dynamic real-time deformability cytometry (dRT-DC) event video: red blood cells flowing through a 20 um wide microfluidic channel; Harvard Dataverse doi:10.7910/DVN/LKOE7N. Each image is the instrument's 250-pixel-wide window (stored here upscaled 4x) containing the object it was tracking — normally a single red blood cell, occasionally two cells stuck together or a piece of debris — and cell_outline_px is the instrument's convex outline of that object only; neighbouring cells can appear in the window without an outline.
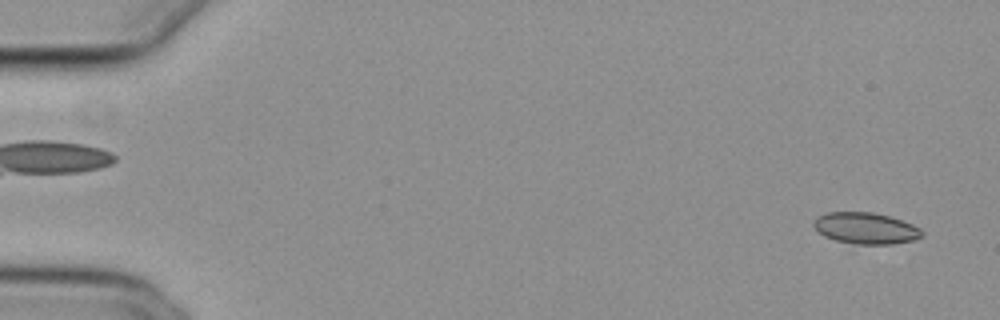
{"species": "common noctule bat (a hibernating species)", "species_latin": "Nyctalus noctula", "temperature_condition": "cold", "stored_images_in_passage": 54, "camera_frame_rate_fps": 3000, "um_per_image_px": 0.085, "animal": {"sex": "female", "body_mass_g": 29.2, "forearm_length_mm": 56.3}, "frame": {"image": 1, "passage_image": 3, "time_ms": 0.667, "image_size_px": [1000, 320], "cell_outline_px": [[924, 236], [912, 240], [892, 244], [856, 244], [836, 240], [824, 236], [812, 224], [816, 216], [828, 212], [872, 212], [888, 216], [912, 224], [920, 228], [924, 232]], "centroid_in_image_um": [73.59, 19.39], "position_along_channel_um": 11.4, "area_um2": 19.71}}
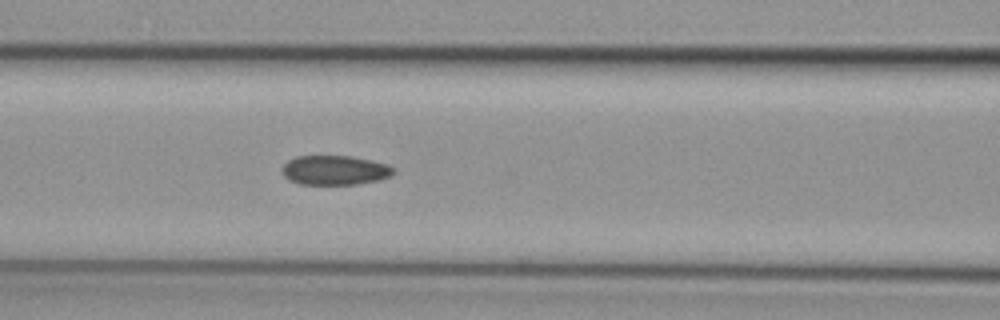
{"frame": {"image": 2, "passage_image": 24, "time_ms": 7.667, "image_size_px": [1000, 320], "cell_outline_px": [[396, 172], [392, 176], [380, 180], [356, 184], [300, 184], [288, 180], [280, 172], [280, 168], [288, 160], [296, 156], [352, 156], [388, 164]], "centroid_in_image_um": [28.44, 14.47], "position_along_channel_um": 138.2, "area_um2": 19.36}}
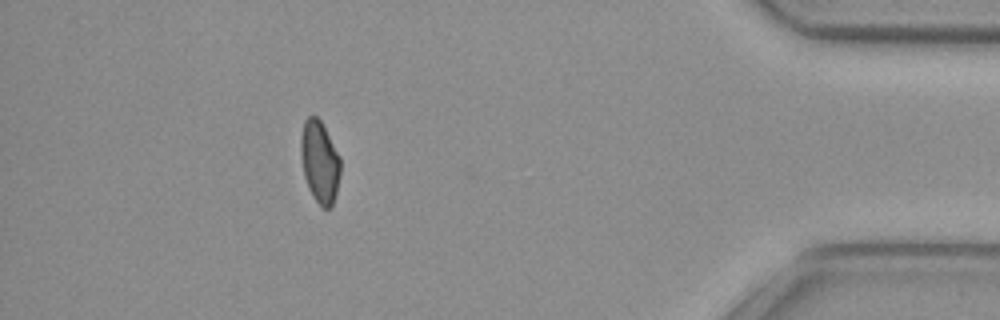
{"frame": {"image": 3, "passage_image": 49, "time_ms": 16.0, "image_size_px": [1000, 320], "cell_outline_px": [[340, 172], [336, 192], [332, 208], [324, 208], [312, 196], [308, 188], [304, 176], [300, 152], [300, 136], [304, 120], [308, 116], [316, 116], [320, 120], [340, 156]], "centroid_in_image_um": [27.16, 13.75], "position_along_channel_um": 408.0, "area_um2": 18.96}, "authors_computed_cell_mechanics": {"area_um2": 19.8832, "velocity_mm_per_s": 3.8494, "shape_relaxation_time_tau1_ms": 8.7633, "shape_relaxation_time_tau2_ms": 4.7738, "deformation_change_tau1": 0.1503, "deformation_change_tau2": 0.0621}}